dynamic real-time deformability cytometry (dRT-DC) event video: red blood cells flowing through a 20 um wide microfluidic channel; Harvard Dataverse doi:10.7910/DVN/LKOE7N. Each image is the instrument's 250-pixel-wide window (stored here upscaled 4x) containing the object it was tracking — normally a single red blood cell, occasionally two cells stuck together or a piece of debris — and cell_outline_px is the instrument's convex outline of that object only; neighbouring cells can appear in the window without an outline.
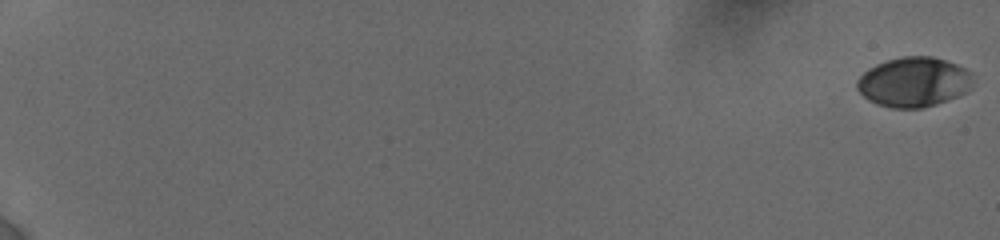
{"species": "human", "species_latin": "Homo sapiens", "temperature_condition": "cold", "stored_images_in_passage": 54, "camera_frame_rate_fps": 3000, "um_per_image_px": 0.085, "donor": {"sex": "female"}, "frame": {"image": 1, "passage_image": 1, "time_ms": 0.0, "image_size_px": [1000, 240], "cell_outline_px": [[972, 72], [968, 88], [964, 92], [956, 96], [936, 104], [920, 108], [892, 108], [876, 104], [868, 100], [856, 88], [856, 80], [868, 68], [876, 64], [900, 56], [932, 56], [956, 64]], "centroid_in_image_um": [77.61, 6.96], "position_along_channel_um": 7.4, "area_um2": 33.35}}
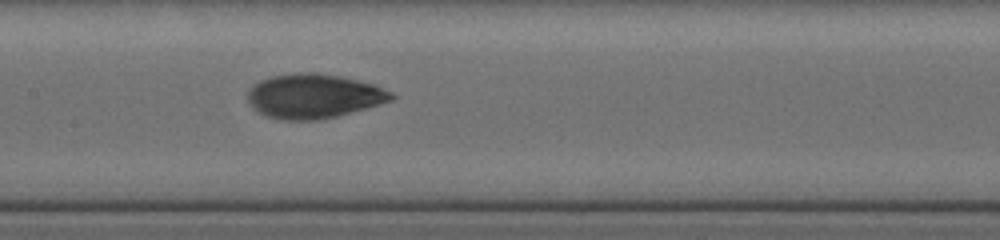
{"frame": {"image": 2, "passage_image": 27, "time_ms": 10.667, "image_size_px": [1000, 240], "cell_outline_px": [[396, 96], [392, 100], [380, 104], [336, 116], [316, 120], [288, 120], [268, 116], [260, 112], [248, 100], [248, 92], [252, 84], [260, 80], [272, 76], [296, 72], [316, 72], [340, 76], [372, 84], [392, 92]], "centroid_in_image_um": [26.67, 8.15], "position_along_channel_um": 180.7, "area_um2": 36.76}}
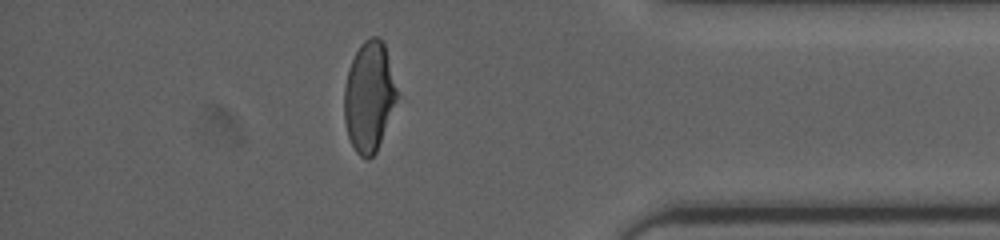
{"frame": {"image": 3, "passage_image": 48, "time_ms": 17.0, "image_size_px": [1000, 240], "cell_outline_px": [[400, 96], [376, 152], [368, 160], [360, 156], [356, 152], [348, 136], [344, 120], [344, 88], [348, 68], [360, 44], [364, 40], [372, 36], [376, 36], [384, 40], [400, 92]], "centroid_in_image_um": [31.42, 8.18], "position_along_channel_um": 403.8, "area_um2": 34.74}, "authors_computed_cell_mechanics": {"area_um2": 35.258, "velocity_mm_per_s": 3.8304, "shape_relaxation_time_tau1_ms": 3.5553, "shape_relaxation_time_tau2_ms": 0.7085, "deformation_change_tau1": 0.1319, "deformation_change_tau2": 0.0405}}